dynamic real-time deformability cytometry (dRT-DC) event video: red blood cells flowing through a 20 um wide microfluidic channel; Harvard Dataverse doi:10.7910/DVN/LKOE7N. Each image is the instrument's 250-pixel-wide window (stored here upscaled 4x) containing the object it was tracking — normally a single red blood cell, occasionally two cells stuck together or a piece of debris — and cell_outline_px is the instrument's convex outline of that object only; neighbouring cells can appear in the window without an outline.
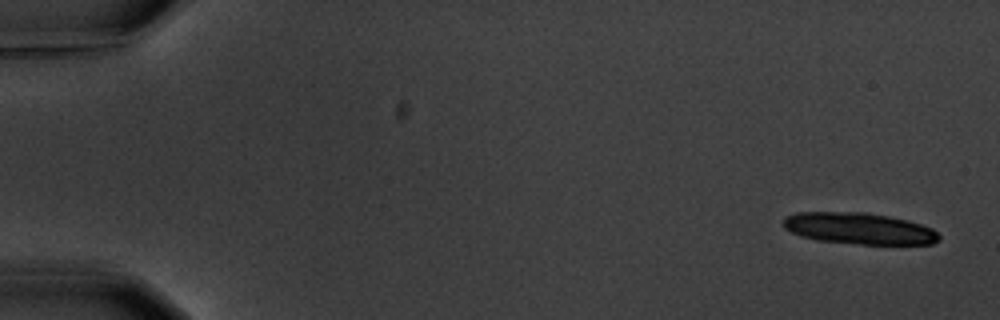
{"species": "common noctule bat (a hibernating species)", "species_latin": "Nyctalus noctula", "temperature_condition": "warm", "stored_images_in_passage": 5, "camera_frame_rate_fps": 3000, "um_per_image_px": 0.085, "animal": {"sex": "male", "body_mass_g": 20.1, "forearm_length_mm": 53.5}, "frame": {"image": 1, "passage_image": 1, "time_ms": 0.0, "image_size_px": [1000, 320], "cell_outline_px": [[940, 240], [932, 244], [860, 244], [816, 240], [800, 236], [784, 228], [784, 216], [796, 212], [864, 212], [888, 216], [908, 220], [932, 228], [940, 236]], "centroid_in_image_um": [73.01, 19.42], "position_along_channel_um": 12.0, "area_um2": 28.61}}